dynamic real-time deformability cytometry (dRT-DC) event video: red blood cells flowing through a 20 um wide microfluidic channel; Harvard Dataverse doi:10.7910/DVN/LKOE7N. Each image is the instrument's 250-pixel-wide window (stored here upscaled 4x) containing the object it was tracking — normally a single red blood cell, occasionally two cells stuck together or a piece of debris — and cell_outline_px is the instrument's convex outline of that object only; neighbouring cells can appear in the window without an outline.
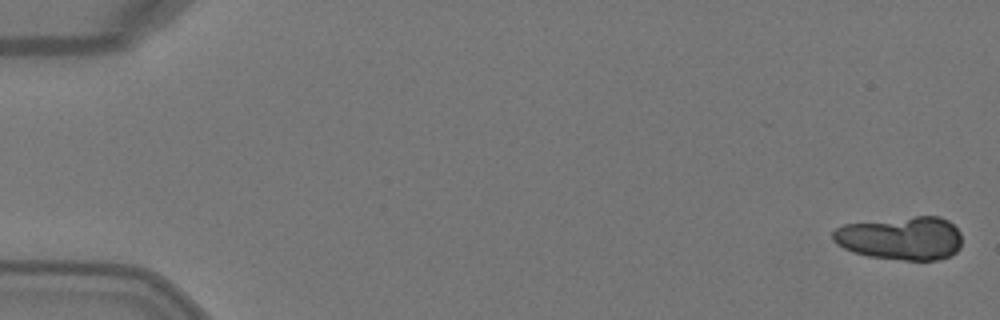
{"species": "Egyptian fruit bat (a non-hibernating species)", "species_latin": "Rousettus aegyptiacus", "temperature_condition": "warm", "stored_images_in_passage": 7, "segment_of_instrument_passage": [1, 2], "camera_frame_rate_fps": 3000, "um_per_image_px": 0.085, "animal": {"sex": "female"}, "frame": {"image": 1, "passage_image": 1, "time_ms": 0.0, "image_size_px": [1000, 320], "cell_outline_px": [[960, 248], [952, 256], [940, 260], [904, 260], [868, 256], [852, 252], [836, 244], [832, 240], [832, 232], [836, 228], [844, 224], [916, 216], [940, 216], [948, 220], [960, 232]], "centroid_in_image_um": [76.58, 20.25], "position_along_channel_um": 8.4, "area_um2": 32.89}}